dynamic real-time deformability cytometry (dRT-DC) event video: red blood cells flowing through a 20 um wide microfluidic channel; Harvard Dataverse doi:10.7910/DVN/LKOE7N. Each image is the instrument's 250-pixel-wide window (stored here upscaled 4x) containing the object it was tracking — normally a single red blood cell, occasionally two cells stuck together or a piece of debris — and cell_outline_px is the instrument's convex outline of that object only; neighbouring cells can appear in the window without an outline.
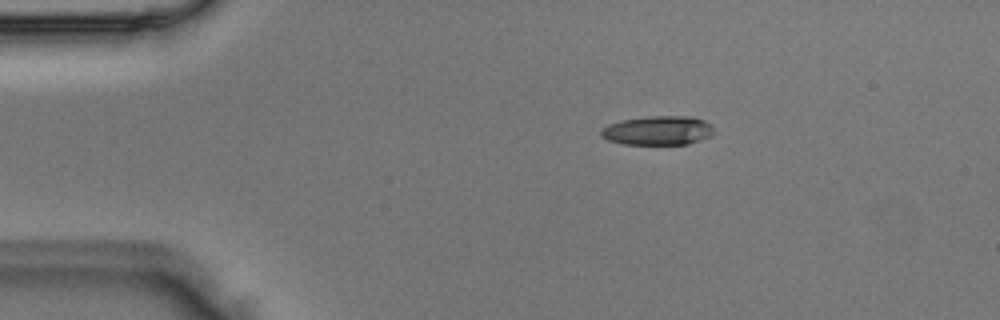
{"species": "Egyptian fruit bat (a non-hibernating species)", "species_latin": "Rousettus aegyptiacus", "temperature_condition": "room temperature", "stored_images_in_passage": 2, "camera_frame_rate_fps": 3000, "um_per_image_px": 0.085, "animal": {"sex": "male"}, "frame": {"image": 1, "passage_image": 1, "time_ms": 0.0, "image_size_px": [1000, 320], "cell_outline_px": [[712, 136], [688, 144], [624, 144], [608, 140], [600, 136], [600, 128], [608, 124], [620, 120], [648, 116], [692, 116], [704, 120], [712, 124]], "centroid_in_image_um": [55.9, 11.08], "position_along_channel_um": 29.1, "area_um2": 19.36}}